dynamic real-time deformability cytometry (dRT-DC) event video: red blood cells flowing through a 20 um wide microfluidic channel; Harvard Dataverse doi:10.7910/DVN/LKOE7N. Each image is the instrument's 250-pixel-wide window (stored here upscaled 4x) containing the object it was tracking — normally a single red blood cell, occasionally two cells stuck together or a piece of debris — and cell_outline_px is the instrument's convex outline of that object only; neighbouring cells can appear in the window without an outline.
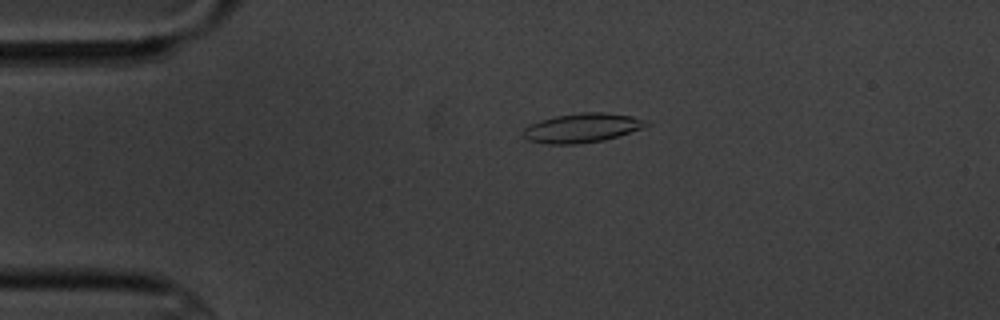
{"species": "common noctule bat (a hibernating species)", "species_latin": "Nyctalus noctula", "temperature_condition": "cold", "stored_images_in_passage": 7, "camera_frame_rate_fps": 3000, "um_per_image_px": 0.085, "animal": {"sex": "male", "body_mass_g": 20.1, "forearm_length_mm": 53.5}, "frame": {"image": 1, "passage_image": 4, "time_ms": 3.333, "image_size_px": [1000, 320], "cell_outline_px": [[652, 124], [604, 140], [576, 144], [548, 144], [528, 140], [524, 136], [524, 128], [528, 124], [540, 120], [556, 116], [580, 112], [604, 112], [632, 116], [652, 120]], "centroid_in_image_um": [49.5, 10.86], "position_along_channel_um": 35.5, "area_um2": 20.98}}
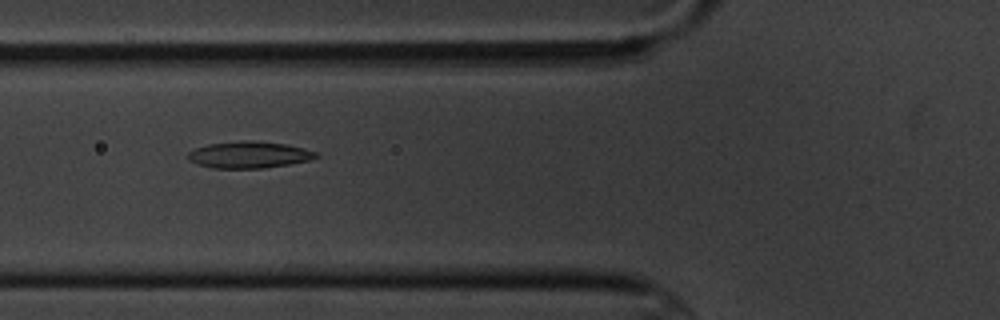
{"frame": {"image": 2, "passage_image": 6, "time_ms": 6.333, "image_size_px": [1000, 320], "cell_outline_px": [[320, 156], [312, 160], [264, 168], [212, 168], [196, 164], [188, 160], [184, 156], [188, 152], [196, 148], [208, 144], [240, 140], [252, 140], [284, 144], [304, 148], [316, 152]], "centroid_in_image_um": [21.13, 13.15], "position_along_channel_um": 104.7, "area_um2": 20.11}}
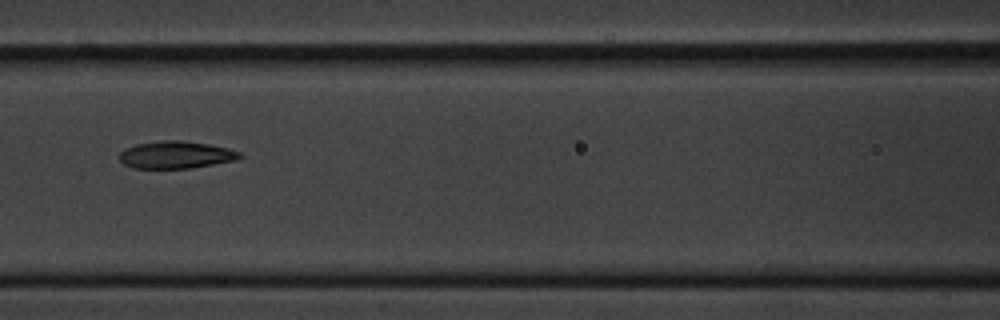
{"frame": {"image": 3, "passage_image": 7, "time_ms": 7.667, "image_size_px": [1000, 320], "cell_outline_px": [[244, 156], [236, 160], [192, 168], [132, 168], [124, 164], [120, 160], [120, 152], [124, 148], [136, 144], [164, 140], [180, 140], [208, 144], [228, 148], [240, 152]], "centroid_in_image_um": [14.96, 13.16], "position_along_channel_um": 151.6, "area_um2": 19.19}}